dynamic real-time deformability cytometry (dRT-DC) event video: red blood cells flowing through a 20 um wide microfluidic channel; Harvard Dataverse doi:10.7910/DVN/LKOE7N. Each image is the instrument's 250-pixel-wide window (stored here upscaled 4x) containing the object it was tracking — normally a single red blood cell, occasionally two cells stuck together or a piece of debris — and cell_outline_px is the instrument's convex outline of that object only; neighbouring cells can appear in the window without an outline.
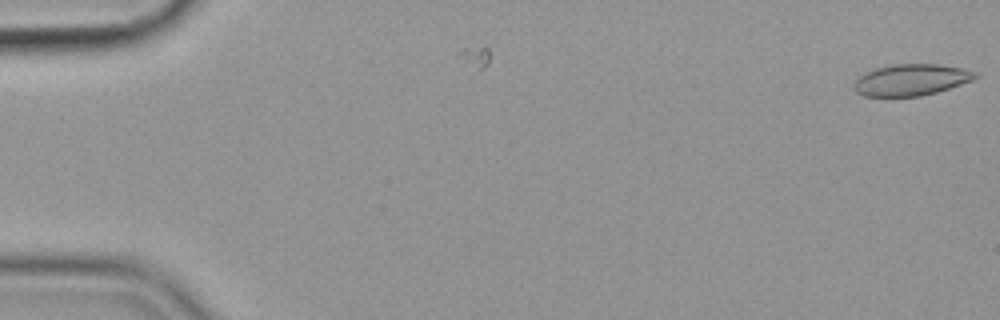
{"species": "common noctule bat (a hibernating species)", "species_latin": "Nyctalus noctula", "temperature_condition": "cold", "stored_images_in_passage": 5, "camera_frame_rate_fps": 3000, "um_per_image_px": 0.085, "animal": {"sex": "female", "body_mass_g": 19.9}, "frame": {"image": 1, "passage_image": 1, "time_ms": 0.0, "image_size_px": [1000, 320], "cell_outline_px": [[980, 76], [972, 80], [936, 92], [920, 96], [864, 96], [856, 92], [856, 76], [876, 68], [892, 64], [940, 64], [980, 72]], "centroid_in_image_um": [77.47, 6.77], "position_along_channel_um": 7.5, "area_um2": 22.14}}